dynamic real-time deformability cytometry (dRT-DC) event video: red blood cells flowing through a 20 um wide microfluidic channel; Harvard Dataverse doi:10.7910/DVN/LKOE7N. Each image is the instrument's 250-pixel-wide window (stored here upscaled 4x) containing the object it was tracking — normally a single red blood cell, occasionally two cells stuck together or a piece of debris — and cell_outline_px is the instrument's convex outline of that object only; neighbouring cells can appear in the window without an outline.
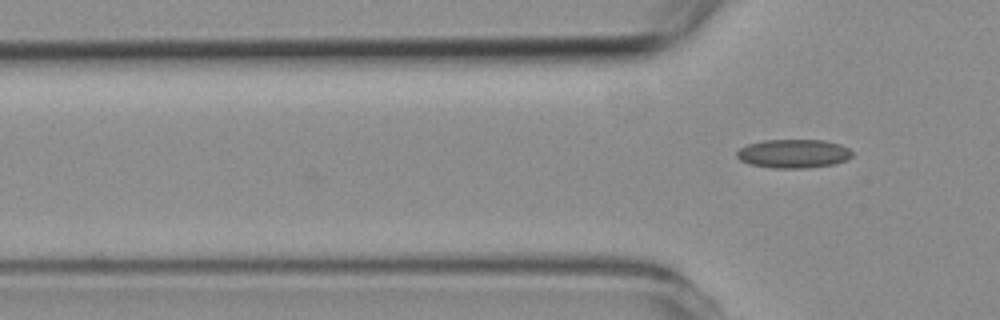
{"species": "common noctule bat (a hibernating species)", "species_latin": "Nyctalus noctula", "temperature_condition": "room temperature", "stored_images_in_passage": 4, "camera_frame_rate_fps": 3000, "um_per_image_px": 0.085, "animal": {"sex": "female", "body_mass_g": 19.3, "forearm_length_mm": 54.1}, "frame": {"image": 1, "passage_image": 4, "time_ms": 3.333, "image_size_px": [1000, 320], "cell_outline_px": [[852, 156], [848, 160], [832, 164], [808, 168], [772, 168], [748, 164], [740, 160], [736, 156], [736, 152], [740, 148], [748, 144], [764, 140], [824, 140], [840, 144], [848, 148], [852, 152]], "centroid_in_image_um": [67.44, 13.06], "position_along_channel_um": 58.4, "area_um2": 19.42}}